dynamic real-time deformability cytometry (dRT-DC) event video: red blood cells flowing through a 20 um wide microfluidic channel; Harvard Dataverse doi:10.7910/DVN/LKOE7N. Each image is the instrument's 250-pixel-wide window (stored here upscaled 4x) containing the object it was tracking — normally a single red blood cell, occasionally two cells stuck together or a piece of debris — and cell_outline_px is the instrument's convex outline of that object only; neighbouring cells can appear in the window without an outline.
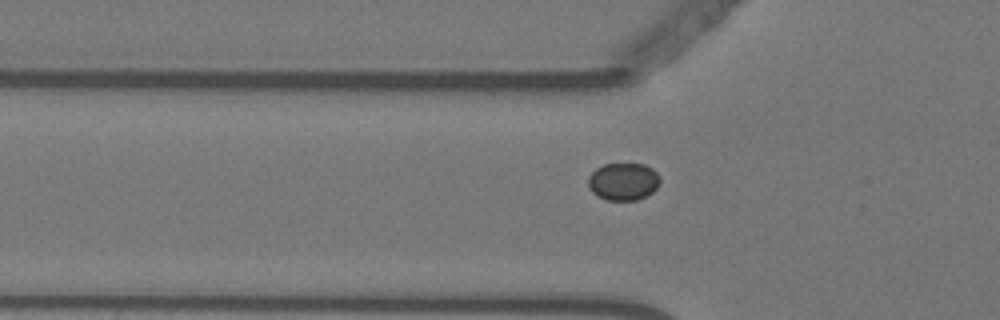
{"species": "Egyptian fruit bat (a non-hibernating species)", "species_latin": "Rousettus aegyptiacus", "temperature_condition": "warm", "stored_images_in_passage": 22, "camera_frame_rate_fps": 3000, "um_per_image_px": 0.085, "animal": {"sex": "female"}, "frame": {"image": 1, "passage_image": 7, "time_ms": 2.0, "image_size_px": [1000, 320], "cell_outline_px": [[660, 184], [652, 192], [636, 200], [608, 200], [592, 192], [588, 184], [588, 176], [596, 168], [604, 164], [644, 164], [652, 168], [660, 176]], "centroid_in_image_um": [52.99, 15.42], "position_along_channel_um": 72.8, "area_um2": 15.61}}
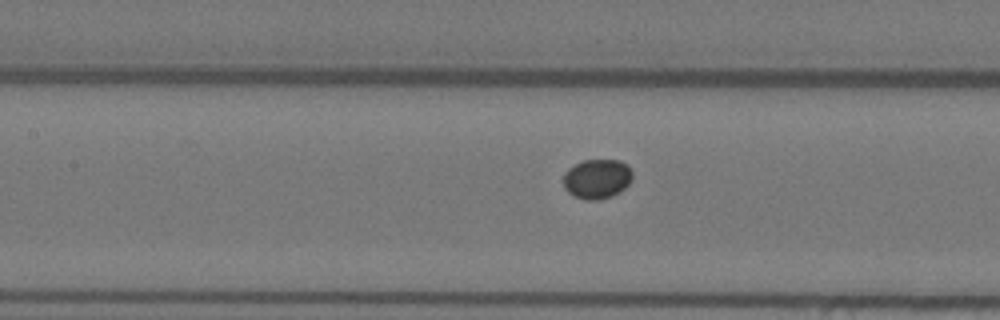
{"frame": {"image": 2, "passage_image": 14, "time_ms": 4.333, "image_size_px": [1000, 320], "cell_outline_px": [[632, 180], [624, 188], [612, 196], [596, 200], [584, 200], [568, 192], [564, 188], [564, 172], [568, 168], [584, 160], [620, 160], [628, 164], [632, 172]], "centroid_in_image_um": [50.76, 15.19], "position_along_channel_um": 156.6, "area_um2": 15.95}}
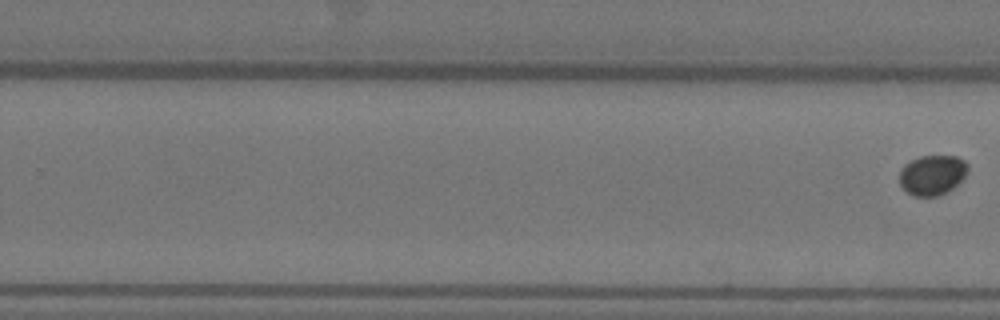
{"frame": {"image": 3, "passage_image": 22, "time_ms": 7.0, "image_size_px": [1000, 320], "cell_outline_px": [[968, 168], [964, 176], [948, 192], [940, 196], [912, 196], [900, 184], [900, 168], [904, 164], [920, 156], [956, 156], [964, 160], [968, 164]], "centroid_in_image_um": [79.23, 14.87], "position_along_channel_um": 250.6, "area_um2": 15.9}}